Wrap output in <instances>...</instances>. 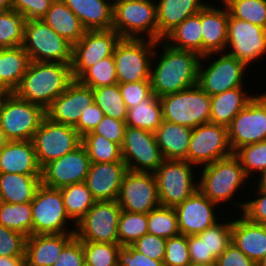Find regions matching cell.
Returning <instances> with one entry per match:
<instances>
[{
	"label": "cell",
	"mask_w": 266,
	"mask_h": 266,
	"mask_svg": "<svg viewBox=\"0 0 266 266\" xmlns=\"http://www.w3.org/2000/svg\"><path fill=\"white\" fill-rule=\"evenodd\" d=\"M159 48H162L160 54ZM200 60L201 56L195 52L177 50L162 40L156 41L150 72L152 93L160 98L197 85Z\"/></svg>",
	"instance_id": "6da1fadb"
},
{
	"label": "cell",
	"mask_w": 266,
	"mask_h": 266,
	"mask_svg": "<svg viewBox=\"0 0 266 266\" xmlns=\"http://www.w3.org/2000/svg\"><path fill=\"white\" fill-rule=\"evenodd\" d=\"M73 81L70 64L31 61L14 93L46 110Z\"/></svg>",
	"instance_id": "7a4b0ae2"
},
{
	"label": "cell",
	"mask_w": 266,
	"mask_h": 266,
	"mask_svg": "<svg viewBox=\"0 0 266 266\" xmlns=\"http://www.w3.org/2000/svg\"><path fill=\"white\" fill-rule=\"evenodd\" d=\"M200 168L201 176L200 173L197 174L199 175L198 189L218 206L230 202V205L235 204L234 207L238 206L240 208L238 211L242 212L245 201L235 202L233 196L243 187L245 189L244 185L247 184L248 177L238 157L233 153Z\"/></svg>",
	"instance_id": "3957f363"
},
{
	"label": "cell",
	"mask_w": 266,
	"mask_h": 266,
	"mask_svg": "<svg viewBox=\"0 0 266 266\" xmlns=\"http://www.w3.org/2000/svg\"><path fill=\"white\" fill-rule=\"evenodd\" d=\"M112 29L121 39L158 41L156 1L113 0Z\"/></svg>",
	"instance_id": "277c9868"
},
{
	"label": "cell",
	"mask_w": 266,
	"mask_h": 266,
	"mask_svg": "<svg viewBox=\"0 0 266 266\" xmlns=\"http://www.w3.org/2000/svg\"><path fill=\"white\" fill-rule=\"evenodd\" d=\"M159 99L167 122L192 129L210 122L211 96L198 84Z\"/></svg>",
	"instance_id": "5b68a950"
},
{
	"label": "cell",
	"mask_w": 266,
	"mask_h": 266,
	"mask_svg": "<svg viewBox=\"0 0 266 266\" xmlns=\"http://www.w3.org/2000/svg\"><path fill=\"white\" fill-rule=\"evenodd\" d=\"M194 167L199 169L186 160L164 159L154 172L160 206L175 207L198 190Z\"/></svg>",
	"instance_id": "8992f818"
},
{
	"label": "cell",
	"mask_w": 266,
	"mask_h": 266,
	"mask_svg": "<svg viewBox=\"0 0 266 266\" xmlns=\"http://www.w3.org/2000/svg\"><path fill=\"white\" fill-rule=\"evenodd\" d=\"M45 110L19 98L14 92L0 99V128L10 141L32 140Z\"/></svg>",
	"instance_id": "52a82bcc"
},
{
	"label": "cell",
	"mask_w": 266,
	"mask_h": 266,
	"mask_svg": "<svg viewBox=\"0 0 266 266\" xmlns=\"http://www.w3.org/2000/svg\"><path fill=\"white\" fill-rule=\"evenodd\" d=\"M23 48L31 61L71 64L72 44L42 19L27 20Z\"/></svg>",
	"instance_id": "ba28073f"
},
{
	"label": "cell",
	"mask_w": 266,
	"mask_h": 266,
	"mask_svg": "<svg viewBox=\"0 0 266 266\" xmlns=\"http://www.w3.org/2000/svg\"><path fill=\"white\" fill-rule=\"evenodd\" d=\"M31 205L32 235L75 233V226L69 228L74 222L66 213L60 189L41 184Z\"/></svg>",
	"instance_id": "9c48e42d"
},
{
	"label": "cell",
	"mask_w": 266,
	"mask_h": 266,
	"mask_svg": "<svg viewBox=\"0 0 266 266\" xmlns=\"http://www.w3.org/2000/svg\"><path fill=\"white\" fill-rule=\"evenodd\" d=\"M219 54L220 57L216 59L217 53L202 56L199 64L198 85L210 96L247 85L244 83L246 77L244 74L248 71V66L226 52ZM210 58H214L212 62ZM203 60L210 61L206 63L208 66Z\"/></svg>",
	"instance_id": "30bf717a"
},
{
	"label": "cell",
	"mask_w": 266,
	"mask_h": 266,
	"mask_svg": "<svg viewBox=\"0 0 266 266\" xmlns=\"http://www.w3.org/2000/svg\"><path fill=\"white\" fill-rule=\"evenodd\" d=\"M155 46V40L120 39L113 51L117 83L150 80L151 61Z\"/></svg>",
	"instance_id": "8fae6325"
},
{
	"label": "cell",
	"mask_w": 266,
	"mask_h": 266,
	"mask_svg": "<svg viewBox=\"0 0 266 266\" xmlns=\"http://www.w3.org/2000/svg\"><path fill=\"white\" fill-rule=\"evenodd\" d=\"M121 211L117 200L96 201L76 223L75 237L80 241L119 243L118 223Z\"/></svg>",
	"instance_id": "7c38bea8"
},
{
	"label": "cell",
	"mask_w": 266,
	"mask_h": 266,
	"mask_svg": "<svg viewBox=\"0 0 266 266\" xmlns=\"http://www.w3.org/2000/svg\"><path fill=\"white\" fill-rule=\"evenodd\" d=\"M41 168L82 144V137L73 126L58 124L45 117L32 139Z\"/></svg>",
	"instance_id": "4fadbf2b"
},
{
	"label": "cell",
	"mask_w": 266,
	"mask_h": 266,
	"mask_svg": "<svg viewBox=\"0 0 266 266\" xmlns=\"http://www.w3.org/2000/svg\"><path fill=\"white\" fill-rule=\"evenodd\" d=\"M231 150L266 141V92L254 98L232 119L228 126Z\"/></svg>",
	"instance_id": "5bb4252c"
},
{
	"label": "cell",
	"mask_w": 266,
	"mask_h": 266,
	"mask_svg": "<svg viewBox=\"0 0 266 266\" xmlns=\"http://www.w3.org/2000/svg\"><path fill=\"white\" fill-rule=\"evenodd\" d=\"M225 52L250 68L251 63L266 55V29L229 13Z\"/></svg>",
	"instance_id": "9a60e30c"
},
{
	"label": "cell",
	"mask_w": 266,
	"mask_h": 266,
	"mask_svg": "<svg viewBox=\"0 0 266 266\" xmlns=\"http://www.w3.org/2000/svg\"><path fill=\"white\" fill-rule=\"evenodd\" d=\"M233 154L228 139V127L205 123L192 129L188 162L202 167Z\"/></svg>",
	"instance_id": "2e32d148"
},
{
	"label": "cell",
	"mask_w": 266,
	"mask_h": 266,
	"mask_svg": "<svg viewBox=\"0 0 266 266\" xmlns=\"http://www.w3.org/2000/svg\"><path fill=\"white\" fill-rule=\"evenodd\" d=\"M128 170L154 173L164 161L153 132L127 126L121 146Z\"/></svg>",
	"instance_id": "e0dca14e"
},
{
	"label": "cell",
	"mask_w": 266,
	"mask_h": 266,
	"mask_svg": "<svg viewBox=\"0 0 266 266\" xmlns=\"http://www.w3.org/2000/svg\"><path fill=\"white\" fill-rule=\"evenodd\" d=\"M121 37L113 30H87L84 36L72 45L71 71L77 80L89 67L99 60L113 55Z\"/></svg>",
	"instance_id": "ac0fdd59"
},
{
	"label": "cell",
	"mask_w": 266,
	"mask_h": 266,
	"mask_svg": "<svg viewBox=\"0 0 266 266\" xmlns=\"http://www.w3.org/2000/svg\"><path fill=\"white\" fill-rule=\"evenodd\" d=\"M117 202L121 210L133 213L148 214L159 207L154 173L128 170L123 178Z\"/></svg>",
	"instance_id": "d6986e66"
},
{
	"label": "cell",
	"mask_w": 266,
	"mask_h": 266,
	"mask_svg": "<svg viewBox=\"0 0 266 266\" xmlns=\"http://www.w3.org/2000/svg\"><path fill=\"white\" fill-rule=\"evenodd\" d=\"M91 162L85 147L81 144L74 151L53 160L42 168V184L58 188L84 182Z\"/></svg>",
	"instance_id": "ffe728a7"
},
{
	"label": "cell",
	"mask_w": 266,
	"mask_h": 266,
	"mask_svg": "<svg viewBox=\"0 0 266 266\" xmlns=\"http://www.w3.org/2000/svg\"><path fill=\"white\" fill-rule=\"evenodd\" d=\"M217 207L218 205L206 197L199 189L196 190L183 203L174 207L180 234L186 236L196 235L214 226L220 221Z\"/></svg>",
	"instance_id": "44dd1931"
},
{
	"label": "cell",
	"mask_w": 266,
	"mask_h": 266,
	"mask_svg": "<svg viewBox=\"0 0 266 266\" xmlns=\"http://www.w3.org/2000/svg\"><path fill=\"white\" fill-rule=\"evenodd\" d=\"M92 88L74 80L45 110L46 117L55 123L75 126L81 111L88 109L94 103Z\"/></svg>",
	"instance_id": "7402d4cb"
},
{
	"label": "cell",
	"mask_w": 266,
	"mask_h": 266,
	"mask_svg": "<svg viewBox=\"0 0 266 266\" xmlns=\"http://www.w3.org/2000/svg\"><path fill=\"white\" fill-rule=\"evenodd\" d=\"M127 171L125 162L91 163L84 182L96 201L117 200Z\"/></svg>",
	"instance_id": "603a6c76"
},
{
	"label": "cell",
	"mask_w": 266,
	"mask_h": 266,
	"mask_svg": "<svg viewBox=\"0 0 266 266\" xmlns=\"http://www.w3.org/2000/svg\"><path fill=\"white\" fill-rule=\"evenodd\" d=\"M220 5L218 7L207 2L200 10L202 56L224 53L226 50L229 10L224 3Z\"/></svg>",
	"instance_id": "cb8c5ba5"
},
{
	"label": "cell",
	"mask_w": 266,
	"mask_h": 266,
	"mask_svg": "<svg viewBox=\"0 0 266 266\" xmlns=\"http://www.w3.org/2000/svg\"><path fill=\"white\" fill-rule=\"evenodd\" d=\"M75 233L31 235L26 238V266H53Z\"/></svg>",
	"instance_id": "d4e9b609"
},
{
	"label": "cell",
	"mask_w": 266,
	"mask_h": 266,
	"mask_svg": "<svg viewBox=\"0 0 266 266\" xmlns=\"http://www.w3.org/2000/svg\"><path fill=\"white\" fill-rule=\"evenodd\" d=\"M238 217L232 221V242L257 264L266 256V225Z\"/></svg>",
	"instance_id": "484cf974"
},
{
	"label": "cell",
	"mask_w": 266,
	"mask_h": 266,
	"mask_svg": "<svg viewBox=\"0 0 266 266\" xmlns=\"http://www.w3.org/2000/svg\"><path fill=\"white\" fill-rule=\"evenodd\" d=\"M0 173L42 174L32 140L7 143L0 151Z\"/></svg>",
	"instance_id": "4316f807"
},
{
	"label": "cell",
	"mask_w": 266,
	"mask_h": 266,
	"mask_svg": "<svg viewBox=\"0 0 266 266\" xmlns=\"http://www.w3.org/2000/svg\"><path fill=\"white\" fill-rule=\"evenodd\" d=\"M86 30H108L113 26V0H62Z\"/></svg>",
	"instance_id": "83f0119b"
},
{
	"label": "cell",
	"mask_w": 266,
	"mask_h": 266,
	"mask_svg": "<svg viewBox=\"0 0 266 266\" xmlns=\"http://www.w3.org/2000/svg\"><path fill=\"white\" fill-rule=\"evenodd\" d=\"M204 2L203 0H157L158 41L187 17L197 14L207 4Z\"/></svg>",
	"instance_id": "f1b7e54d"
},
{
	"label": "cell",
	"mask_w": 266,
	"mask_h": 266,
	"mask_svg": "<svg viewBox=\"0 0 266 266\" xmlns=\"http://www.w3.org/2000/svg\"><path fill=\"white\" fill-rule=\"evenodd\" d=\"M154 134L164 159L188 161L192 128L163 120Z\"/></svg>",
	"instance_id": "f546056e"
},
{
	"label": "cell",
	"mask_w": 266,
	"mask_h": 266,
	"mask_svg": "<svg viewBox=\"0 0 266 266\" xmlns=\"http://www.w3.org/2000/svg\"><path fill=\"white\" fill-rule=\"evenodd\" d=\"M243 87H236L221 94L211 96L210 122L228 127L232 119L256 95L248 94Z\"/></svg>",
	"instance_id": "4dcf8cb0"
},
{
	"label": "cell",
	"mask_w": 266,
	"mask_h": 266,
	"mask_svg": "<svg viewBox=\"0 0 266 266\" xmlns=\"http://www.w3.org/2000/svg\"><path fill=\"white\" fill-rule=\"evenodd\" d=\"M42 20L72 45L77 43L87 31L80 19L62 0H55Z\"/></svg>",
	"instance_id": "1f68e13d"
},
{
	"label": "cell",
	"mask_w": 266,
	"mask_h": 266,
	"mask_svg": "<svg viewBox=\"0 0 266 266\" xmlns=\"http://www.w3.org/2000/svg\"><path fill=\"white\" fill-rule=\"evenodd\" d=\"M41 184V175L0 173V191L4 203L31 202Z\"/></svg>",
	"instance_id": "d6a6232c"
},
{
	"label": "cell",
	"mask_w": 266,
	"mask_h": 266,
	"mask_svg": "<svg viewBox=\"0 0 266 266\" xmlns=\"http://www.w3.org/2000/svg\"><path fill=\"white\" fill-rule=\"evenodd\" d=\"M162 41L174 49L192 51L202 57L200 11L187 17L181 24L170 31Z\"/></svg>",
	"instance_id": "836d02e7"
},
{
	"label": "cell",
	"mask_w": 266,
	"mask_h": 266,
	"mask_svg": "<svg viewBox=\"0 0 266 266\" xmlns=\"http://www.w3.org/2000/svg\"><path fill=\"white\" fill-rule=\"evenodd\" d=\"M30 62L23 46L0 48V79L12 92L20 85Z\"/></svg>",
	"instance_id": "e575fe53"
},
{
	"label": "cell",
	"mask_w": 266,
	"mask_h": 266,
	"mask_svg": "<svg viewBox=\"0 0 266 266\" xmlns=\"http://www.w3.org/2000/svg\"><path fill=\"white\" fill-rule=\"evenodd\" d=\"M163 121L159 97L152 93L138 106L128 109L126 124L134 128L155 132Z\"/></svg>",
	"instance_id": "d590c367"
},
{
	"label": "cell",
	"mask_w": 266,
	"mask_h": 266,
	"mask_svg": "<svg viewBox=\"0 0 266 266\" xmlns=\"http://www.w3.org/2000/svg\"><path fill=\"white\" fill-rule=\"evenodd\" d=\"M65 210L74 225L89 211L96 200L85 182L74 183L60 188Z\"/></svg>",
	"instance_id": "8d00e7d4"
},
{
	"label": "cell",
	"mask_w": 266,
	"mask_h": 266,
	"mask_svg": "<svg viewBox=\"0 0 266 266\" xmlns=\"http://www.w3.org/2000/svg\"><path fill=\"white\" fill-rule=\"evenodd\" d=\"M91 163L124 162L121 146L97 134H85L82 137Z\"/></svg>",
	"instance_id": "74e56055"
},
{
	"label": "cell",
	"mask_w": 266,
	"mask_h": 266,
	"mask_svg": "<svg viewBox=\"0 0 266 266\" xmlns=\"http://www.w3.org/2000/svg\"><path fill=\"white\" fill-rule=\"evenodd\" d=\"M0 224L26 237L32 235V205L4 203L0 207Z\"/></svg>",
	"instance_id": "f35d334b"
},
{
	"label": "cell",
	"mask_w": 266,
	"mask_h": 266,
	"mask_svg": "<svg viewBox=\"0 0 266 266\" xmlns=\"http://www.w3.org/2000/svg\"><path fill=\"white\" fill-rule=\"evenodd\" d=\"M96 105L105 116L126 121L128 108L123 100L118 83L92 89Z\"/></svg>",
	"instance_id": "ab89813d"
},
{
	"label": "cell",
	"mask_w": 266,
	"mask_h": 266,
	"mask_svg": "<svg viewBox=\"0 0 266 266\" xmlns=\"http://www.w3.org/2000/svg\"><path fill=\"white\" fill-rule=\"evenodd\" d=\"M26 18L15 10L0 12V48L23 46Z\"/></svg>",
	"instance_id": "60d3db41"
},
{
	"label": "cell",
	"mask_w": 266,
	"mask_h": 266,
	"mask_svg": "<svg viewBox=\"0 0 266 266\" xmlns=\"http://www.w3.org/2000/svg\"><path fill=\"white\" fill-rule=\"evenodd\" d=\"M148 233L165 239L180 234L174 207L159 206L148 213Z\"/></svg>",
	"instance_id": "b9f144b4"
},
{
	"label": "cell",
	"mask_w": 266,
	"mask_h": 266,
	"mask_svg": "<svg viewBox=\"0 0 266 266\" xmlns=\"http://www.w3.org/2000/svg\"><path fill=\"white\" fill-rule=\"evenodd\" d=\"M148 233V214L121 211L118 223V240L127 246Z\"/></svg>",
	"instance_id": "7bdbcfd3"
},
{
	"label": "cell",
	"mask_w": 266,
	"mask_h": 266,
	"mask_svg": "<svg viewBox=\"0 0 266 266\" xmlns=\"http://www.w3.org/2000/svg\"><path fill=\"white\" fill-rule=\"evenodd\" d=\"M77 81L92 89L117 84V73L113 55L99 60L89 67Z\"/></svg>",
	"instance_id": "ee69618b"
},
{
	"label": "cell",
	"mask_w": 266,
	"mask_h": 266,
	"mask_svg": "<svg viewBox=\"0 0 266 266\" xmlns=\"http://www.w3.org/2000/svg\"><path fill=\"white\" fill-rule=\"evenodd\" d=\"M224 4L233 17L266 29V0H227Z\"/></svg>",
	"instance_id": "f6af8a7d"
},
{
	"label": "cell",
	"mask_w": 266,
	"mask_h": 266,
	"mask_svg": "<svg viewBox=\"0 0 266 266\" xmlns=\"http://www.w3.org/2000/svg\"><path fill=\"white\" fill-rule=\"evenodd\" d=\"M87 266H118L119 243L82 241Z\"/></svg>",
	"instance_id": "bcb514c9"
},
{
	"label": "cell",
	"mask_w": 266,
	"mask_h": 266,
	"mask_svg": "<svg viewBox=\"0 0 266 266\" xmlns=\"http://www.w3.org/2000/svg\"><path fill=\"white\" fill-rule=\"evenodd\" d=\"M240 160L246 176L253 180L258 172L266 170V141L245 145L234 153ZM255 173V174H254Z\"/></svg>",
	"instance_id": "7dc6e473"
},
{
	"label": "cell",
	"mask_w": 266,
	"mask_h": 266,
	"mask_svg": "<svg viewBox=\"0 0 266 266\" xmlns=\"http://www.w3.org/2000/svg\"><path fill=\"white\" fill-rule=\"evenodd\" d=\"M220 218L214 226L206 229L207 256H214L216 259L226 250L232 242V220L225 222ZM222 221V222H221Z\"/></svg>",
	"instance_id": "c3c4849f"
},
{
	"label": "cell",
	"mask_w": 266,
	"mask_h": 266,
	"mask_svg": "<svg viewBox=\"0 0 266 266\" xmlns=\"http://www.w3.org/2000/svg\"><path fill=\"white\" fill-rule=\"evenodd\" d=\"M164 266H191L188 236L179 234L167 239Z\"/></svg>",
	"instance_id": "681fc988"
},
{
	"label": "cell",
	"mask_w": 266,
	"mask_h": 266,
	"mask_svg": "<svg viewBox=\"0 0 266 266\" xmlns=\"http://www.w3.org/2000/svg\"><path fill=\"white\" fill-rule=\"evenodd\" d=\"M26 238L0 224V256H25Z\"/></svg>",
	"instance_id": "f907efd6"
},
{
	"label": "cell",
	"mask_w": 266,
	"mask_h": 266,
	"mask_svg": "<svg viewBox=\"0 0 266 266\" xmlns=\"http://www.w3.org/2000/svg\"><path fill=\"white\" fill-rule=\"evenodd\" d=\"M167 239L146 233L131 246L151 259L164 261Z\"/></svg>",
	"instance_id": "816d5d0a"
},
{
	"label": "cell",
	"mask_w": 266,
	"mask_h": 266,
	"mask_svg": "<svg viewBox=\"0 0 266 266\" xmlns=\"http://www.w3.org/2000/svg\"><path fill=\"white\" fill-rule=\"evenodd\" d=\"M128 109L138 106L152 94L151 80L118 84Z\"/></svg>",
	"instance_id": "f5cc1de1"
},
{
	"label": "cell",
	"mask_w": 266,
	"mask_h": 266,
	"mask_svg": "<svg viewBox=\"0 0 266 266\" xmlns=\"http://www.w3.org/2000/svg\"><path fill=\"white\" fill-rule=\"evenodd\" d=\"M253 193L257 198L250 200L249 196L241 213L253 223L266 225V191L256 187Z\"/></svg>",
	"instance_id": "db71d44e"
},
{
	"label": "cell",
	"mask_w": 266,
	"mask_h": 266,
	"mask_svg": "<svg viewBox=\"0 0 266 266\" xmlns=\"http://www.w3.org/2000/svg\"><path fill=\"white\" fill-rule=\"evenodd\" d=\"M127 124L125 121L104 116L93 132L87 134H97L122 146Z\"/></svg>",
	"instance_id": "11a10c76"
},
{
	"label": "cell",
	"mask_w": 266,
	"mask_h": 266,
	"mask_svg": "<svg viewBox=\"0 0 266 266\" xmlns=\"http://www.w3.org/2000/svg\"><path fill=\"white\" fill-rule=\"evenodd\" d=\"M188 249L191 265H212L216 263L214 256H207L206 229L196 235H188Z\"/></svg>",
	"instance_id": "9f6ffc18"
},
{
	"label": "cell",
	"mask_w": 266,
	"mask_h": 266,
	"mask_svg": "<svg viewBox=\"0 0 266 266\" xmlns=\"http://www.w3.org/2000/svg\"><path fill=\"white\" fill-rule=\"evenodd\" d=\"M55 0H12V10L21 13L26 20H40Z\"/></svg>",
	"instance_id": "6f0895ef"
},
{
	"label": "cell",
	"mask_w": 266,
	"mask_h": 266,
	"mask_svg": "<svg viewBox=\"0 0 266 266\" xmlns=\"http://www.w3.org/2000/svg\"><path fill=\"white\" fill-rule=\"evenodd\" d=\"M118 266H164L163 261L147 257L135 250L131 245L120 246Z\"/></svg>",
	"instance_id": "680465c9"
},
{
	"label": "cell",
	"mask_w": 266,
	"mask_h": 266,
	"mask_svg": "<svg viewBox=\"0 0 266 266\" xmlns=\"http://www.w3.org/2000/svg\"><path fill=\"white\" fill-rule=\"evenodd\" d=\"M85 264L82 241L74 237L61 251L53 266H82Z\"/></svg>",
	"instance_id": "91938a15"
},
{
	"label": "cell",
	"mask_w": 266,
	"mask_h": 266,
	"mask_svg": "<svg viewBox=\"0 0 266 266\" xmlns=\"http://www.w3.org/2000/svg\"><path fill=\"white\" fill-rule=\"evenodd\" d=\"M81 112L82 115L74 128L83 137L85 134L93 132L105 115L95 102L88 109Z\"/></svg>",
	"instance_id": "94428289"
},
{
	"label": "cell",
	"mask_w": 266,
	"mask_h": 266,
	"mask_svg": "<svg viewBox=\"0 0 266 266\" xmlns=\"http://www.w3.org/2000/svg\"><path fill=\"white\" fill-rule=\"evenodd\" d=\"M216 266H257L233 242L216 259Z\"/></svg>",
	"instance_id": "6125c7cd"
},
{
	"label": "cell",
	"mask_w": 266,
	"mask_h": 266,
	"mask_svg": "<svg viewBox=\"0 0 266 266\" xmlns=\"http://www.w3.org/2000/svg\"><path fill=\"white\" fill-rule=\"evenodd\" d=\"M0 266H26V257L0 256Z\"/></svg>",
	"instance_id": "be15d7a7"
},
{
	"label": "cell",
	"mask_w": 266,
	"mask_h": 266,
	"mask_svg": "<svg viewBox=\"0 0 266 266\" xmlns=\"http://www.w3.org/2000/svg\"><path fill=\"white\" fill-rule=\"evenodd\" d=\"M260 177L258 178H255V179H259V180H256V183H255V186H257V188L259 189H262V190H265L266 191V170L263 171L261 174H259ZM258 181V182H257Z\"/></svg>",
	"instance_id": "e7e4bbea"
},
{
	"label": "cell",
	"mask_w": 266,
	"mask_h": 266,
	"mask_svg": "<svg viewBox=\"0 0 266 266\" xmlns=\"http://www.w3.org/2000/svg\"><path fill=\"white\" fill-rule=\"evenodd\" d=\"M12 9V0H0V12H6Z\"/></svg>",
	"instance_id": "03108f58"
},
{
	"label": "cell",
	"mask_w": 266,
	"mask_h": 266,
	"mask_svg": "<svg viewBox=\"0 0 266 266\" xmlns=\"http://www.w3.org/2000/svg\"><path fill=\"white\" fill-rule=\"evenodd\" d=\"M11 93L12 91L0 79V99Z\"/></svg>",
	"instance_id": "003e7915"
},
{
	"label": "cell",
	"mask_w": 266,
	"mask_h": 266,
	"mask_svg": "<svg viewBox=\"0 0 266 266\" xmlns=\"http://www.w3.org/2000/svg\"><path fill=\"white\" fill-rule=\"evenodd\" d=\"M10 140L0 128V151L7 145Z\"/></svg>",
	"instance_id": "a7ac6f4b"
},
{
	"label": "cell",
	"mask_w": 266,
	"mask_h": 266,
	"mask_svg": "<svg viewBox=\"0 0 266 266\" xmlns=\"http://www.w3.org/2000/svg\"><path fill=\"white\" fill-rule=\"evenodd\" d=\"M257 266H266V256L260 262L257 263Z\"/></svg>",
	"instance_id": "89a4df30"
},
{
	"label": "cell",
	"mask_w": 266,
	"mask_h": 266,
	"mask_svg": "<svg viewBox=\"0 0 266 266\" xmlns=\"http://www.w3.org/2000/svg\"><path fill=\"white\" fill-rule=\"evenodd\" d=\"M4 204V200H3V196L2 193L0 191V207Z\"/></svg>",
	"instance_id": "2644e50d"
},
{
	"label": "cell",
	"mask_w": 266,
	"mask_h": 266,
	"mask_svg": "<svg viewBox=\"0 0 266 266\" xmlns=\"http://www.w3.org/2000/svg\"><path fill=\"white\" fill-rule=\"evenodd\" d=\"M191 266H216V265L212 264V265H191Z\"/></svg>",
	"instance_id": "8c879c8a"
}]
</instances>
